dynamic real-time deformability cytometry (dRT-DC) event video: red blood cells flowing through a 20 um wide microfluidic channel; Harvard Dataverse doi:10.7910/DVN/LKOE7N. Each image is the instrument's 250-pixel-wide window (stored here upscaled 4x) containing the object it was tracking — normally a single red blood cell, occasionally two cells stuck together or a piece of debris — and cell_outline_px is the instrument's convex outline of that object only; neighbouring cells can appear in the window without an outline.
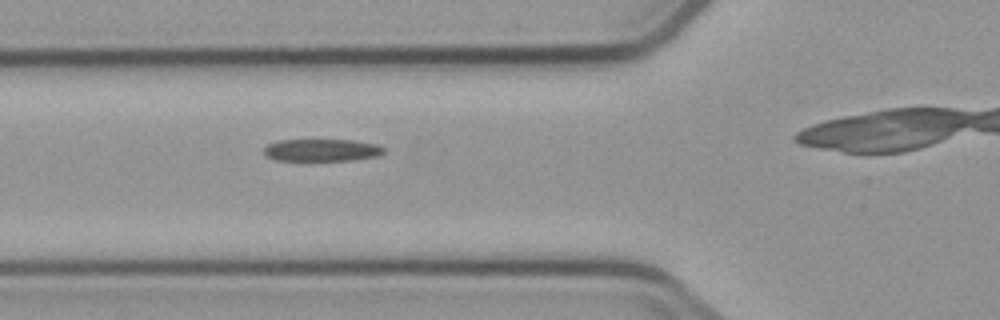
{"species": "common noctule bat (a hibernating species)", "species_latin": "Nyctalus noctula", "temperature_condition": "cold", "stored_images_in_passage": 5, "camera_frame_rate_fps": 3000, "um_per_image_px": 0.085, "animal": {"sex": "male", "body_mass_g": 23.1, "forearm_length_mm": 52.7}, "frame": {"image": 1, "passage_image": 4, "time_ms": 3.333, "image_size_px": [1000, 320], "cell_outline_px": [[384, 152], [380, 156], [356, 160], [276, 160], [264, 156], [264, 148], [268, 144], [280, 140], [352, 140], [376, 144], [384, 148]], "centroid_in_image_um": [27.36, 12.76], "position_along_channel_um": 98.4, "area_um2": 15.61}}